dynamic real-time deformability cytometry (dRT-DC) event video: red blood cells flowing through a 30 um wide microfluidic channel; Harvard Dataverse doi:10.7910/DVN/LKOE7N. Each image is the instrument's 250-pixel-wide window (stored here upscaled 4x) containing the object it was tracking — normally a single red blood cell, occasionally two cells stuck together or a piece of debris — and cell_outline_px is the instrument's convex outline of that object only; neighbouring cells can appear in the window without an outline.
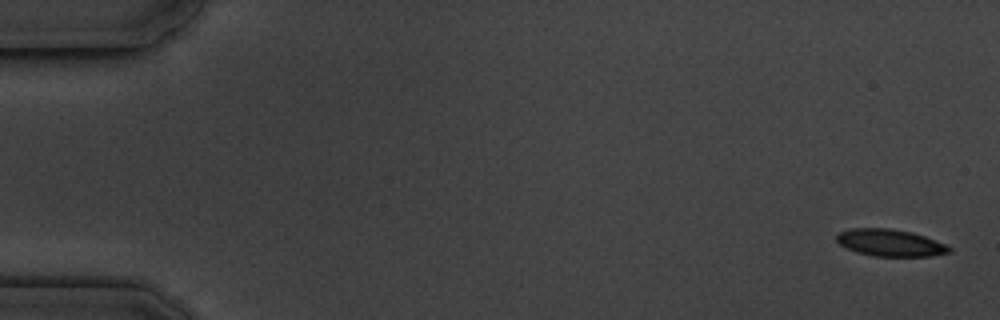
{"species": "common noctule bat (a hibernating species)", "species_latin": "Nyctalus noctula", "temperature_condition": "cold", "stored_images_in_passage": 16, "camera_frame_rate_fps": 3000, "um_per_image_px": 0.085, "animal": {"sex": "male", "body_mass_g": 19.5, "forearm_length_mm": 54.6}, "frame": {"image": 1, "passage_image": 1, "time_ms": 0.0, "image_size_px": [1000, 320], "cell_outline_px": [[952, 252], [928, 256], [872, 256], [856, 252], [840, 244], [836, 240], [836, 236], [840, 232], [848, 228], [892, 228], [912, 232], [924, 236], [944, 244], [952, 248]], "centroid_in_image_um": [75.65, 20.63], "position_along_channel_um": 9.4, "area_um2": 17.69}}
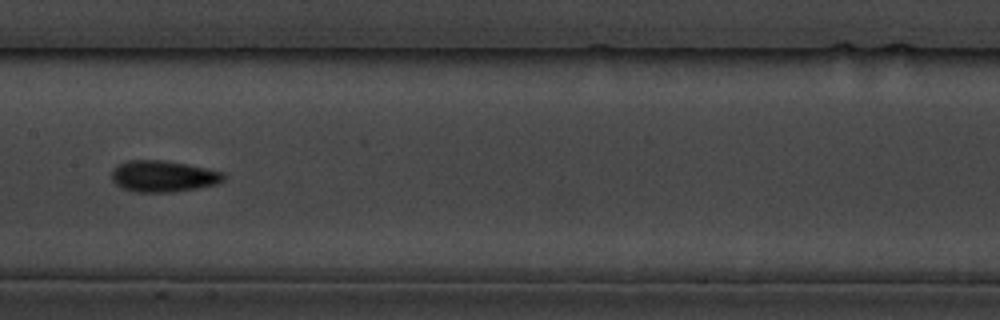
{"frame": {"image": 2, "passage_image": 8, "time_ms": 9.0, "image_size_px": [1000, 320], "cell_outline_px": [[228, 176], [224, 180], [216, 184], [196, 188], [172, 192], [136, 192], [120, 188], [112, 180], [112, 168], [128, 160], [164, 160], [188, 164], [224, 172]], "centroid_in_image_um": [13.88, 14.98], "position_along_channel_um": 193.5, "area_um2": 20.63}}
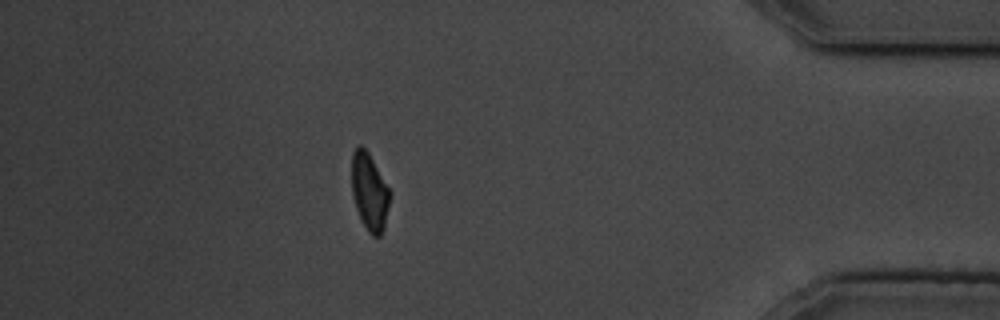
{"frame": {"image": 3, "passage_image": 14, "time_ms": 16.0, "image_size_px": [1000, 320], "cell_outline_px": [[392, 192], [384, 228], [380, 236], [372, 236], [368, 232], [356, 208], [352, 196], [352, 152], [356, 144], [360, 144], [368, 152]], "centroid_in_image_um": [31.42, 16.28], "position_along_channel_um": 403.8, "area_um2": 17.34}, "authors_computed_cell_mechanics": {"area_um2": 18.1781, "velocity_mm_per_s": 3.592, "shape_relaxation_time_tau1_ms": 3.935, "shape_relaxation_time_tau2_ms": 5.9385, "deformation_change_tau1": 0.1226, "deformation_change_tau2": 0.1221}}